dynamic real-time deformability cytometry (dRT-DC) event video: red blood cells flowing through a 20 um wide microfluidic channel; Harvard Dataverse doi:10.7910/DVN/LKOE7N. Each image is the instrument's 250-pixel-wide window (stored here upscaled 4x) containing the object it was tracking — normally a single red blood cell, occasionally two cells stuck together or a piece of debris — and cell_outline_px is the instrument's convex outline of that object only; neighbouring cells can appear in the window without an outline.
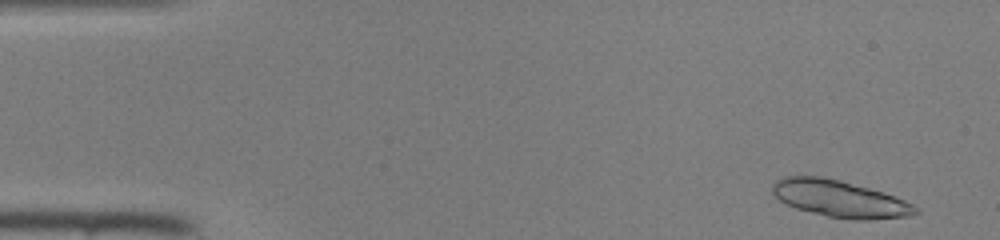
{"species": "common noctule bat (a hibernating species)", "species_latin": "Nyctalus noctula", "temperature_condition": "room temperature", "stored_images_in_passage": 46, "camera_frame_rate_fps": 3000, "um_per_image_px": 0.085, "animal": {"sex": "female", "body_mass_g": 22.0, "forearm_length_mm": 56.7}, "frame": {"image": 1, "passage_image": 2, "time_ms": 0.333, "image_size_px": [1000, 240], "cell_outline_px": [[920, 212], [908, 216], [868, 220], [852, 220], [828, 216], [796, 208], [780, 200], [772, 192], [772, 184], [776, 180], [784, 176], [820, 176], [840, 180], [884, 192], [904, 200], [912, 204]], "centroid_in_image_um": [71.38, 16.89], "position_along_channel_um": 13.6, "area_um2": 30.52}}
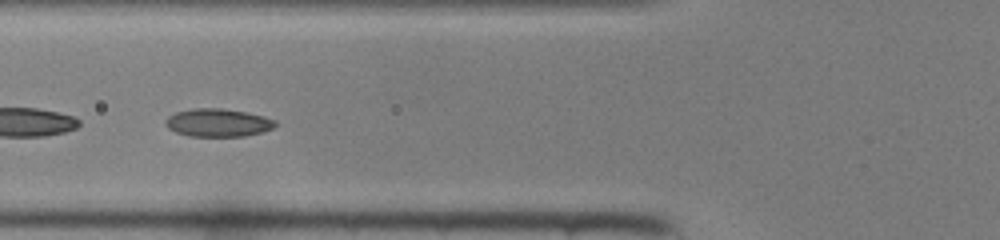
{"frame": {"image": 2, "passage_image": 17, "time_ms": 5.333, "image_size_px": [1000, 240], "cell_outline_px": [[276, 124], [272, 128], [264, 132], [244, 136], [188, 136], [176, 132], [168, 128], [164, 124], [164, 120], [168, 116], [176, 112], [192, 108], [224, 108], [264, 116], [276, 120]], "centroid_in_image_um": [18.5, 10.42], "position_along_channel_um": 107.3, "area_um2": 18.03}}
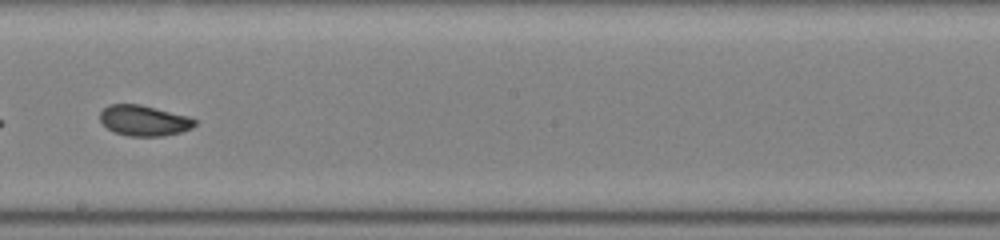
{"frame": {"image": 3, "passage_image": 26, "time_ms": 8.333, "image_size_px": [1000, 240], "cell_outline_px": [[196, 124], [192, 128], [180, 132], [164, 136], [128, 136], [116, 132], [108, 128], [100, 120], [100, 112], [108, 104], [140, 104], [188, 116], [196, 120]], "centroid_in_image_um": [12.24, 10.24], "position_along_channel_um": 236.0, "area_um2": 16.82}}